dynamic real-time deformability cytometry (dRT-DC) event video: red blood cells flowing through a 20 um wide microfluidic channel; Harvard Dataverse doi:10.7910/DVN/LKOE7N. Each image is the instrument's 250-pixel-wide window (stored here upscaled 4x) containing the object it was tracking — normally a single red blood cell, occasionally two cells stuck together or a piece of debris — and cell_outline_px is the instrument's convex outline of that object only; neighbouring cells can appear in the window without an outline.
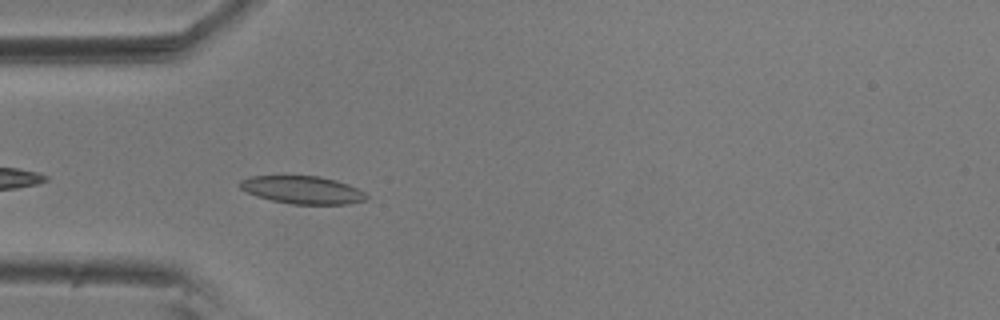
{"species": "common noctule bat (a hibernating species)", "species_latin": "Nyctalus noctula", "temperature_condition": "room temperature", "stored_images_in_passage": 38, "camera_frame_rate_fps": 3000, "um_per_image_px": 0.085, "animal": {"sex": "male", "body_mass_g": 20.5, "forearm_length_mm": 52.5}, "frame": {"image": 1, "passage_image": 3, "time_ms": 0.667, "image_size_px": [1000, 320], "cell_outline_px": [[368, 200], [348, 204], [292, 204], [272, 200], [256, 196], [240, 188], [236, 184], [240, 180], [252, 176], [320, 176], [336, 180], [348, 184], [364, 192], [368, 196]], "centroid_in_image_um": [25.71, 16.14], "position_along_channel_um": 59.3, "area_um2": 20.52}}
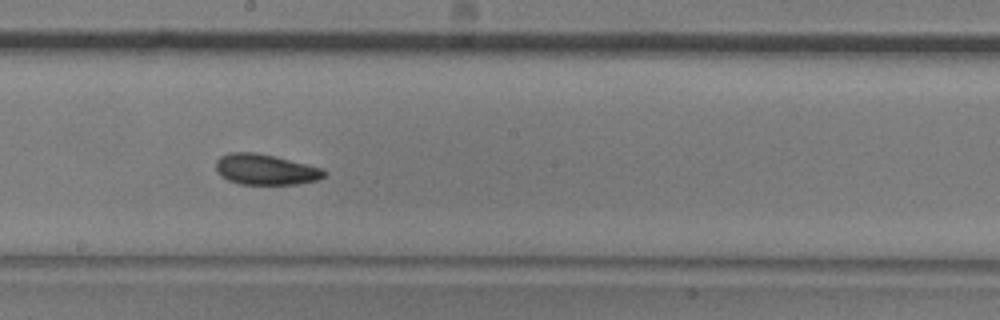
{"frame": {"image": 2, "passage_image": 17, "time_ms": 5.333, "image_size_px": [1000, 320], "cell_outline_px": [[328, 172], [324, 176], [316, 180], [296, 184], [240, 184], [228, 180], [220, 176], [216, 172], [216, 160], [220, 156], [228, 152], [256, 152], [324, 168]], "centroid_in_image_um": [22.54, 14.4], "position_along_channel_um": 225.7, "area_um2": 19.42}}
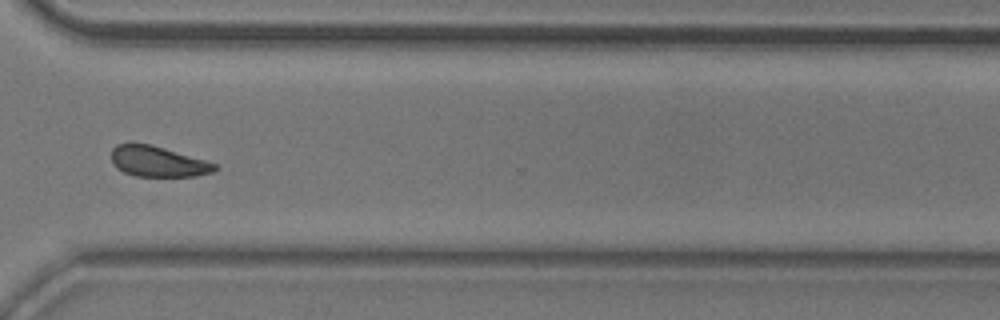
{"frame": {"image": 3, "passage_image": 28, "time_ms": 9.0, "image_size_px": [1000, 320], "cell_outline_px": [[220, 168], [212, 172], [196, 176], [136, 176], [124, 172], [116, 168], [112, 164], [112, 148], [116, 144], [148, 144], [164, 148], [204, 160], [216, 164]], "centroid_in_image_um": [13.41, 13.74], "position_along_channel_um": 357.2, "area_um2": 18.21}, "authors_computed_cell_mechanics": {"area_um2": 19.2474, "velocity_mm_per_s": 3.6, "shape_relaxation_time_tau1_ms": 4.6735, "shape_relaxation_time_tau2_ms": 6.138, "deformation_change_tau1": 0.096, "deformation_change_tau2": 0.1039}}